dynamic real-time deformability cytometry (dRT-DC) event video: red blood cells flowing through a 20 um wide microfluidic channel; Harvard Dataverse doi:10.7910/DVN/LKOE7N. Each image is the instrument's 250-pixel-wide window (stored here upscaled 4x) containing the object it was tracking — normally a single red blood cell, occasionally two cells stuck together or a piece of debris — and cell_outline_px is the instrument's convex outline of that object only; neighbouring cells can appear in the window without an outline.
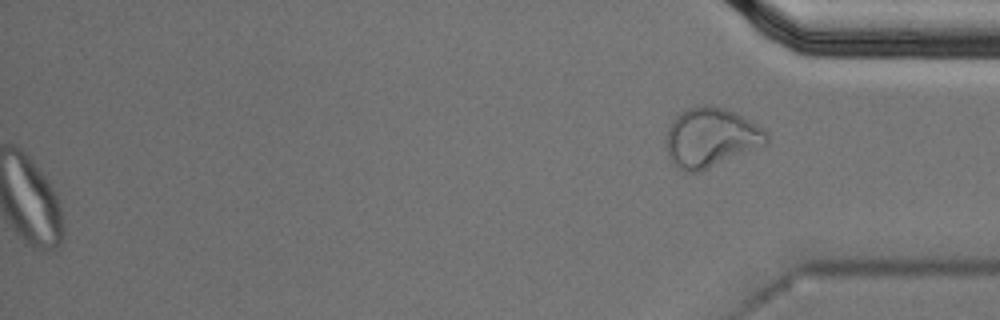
{"species": "Egyptian fruit bat (a non-hibernating species)", "species_latin": "Rousettus aegyptiacus", "temperature_condition": "cold", "stored_images_in_passage": 55, "segment_of_instrument_passage": [2, 2], "camera_frame_rate_fps": 3000, "um_per_image_px": 0.085, "animal": {"sex": "male"}, "frame": {"image": 1, "passage_image": 55, "time_ms": 18.0, "image_size_px": [1000, 320], "cell_outline_px": [[768, 144], [696, 172], [684, 172], [672, 164], [668, 156], [664, 140], [668, 128], [672, 120], [680, 112], [688, 108], [704, 104], [708, 104], [724, 108], [736, 112], [764, 128], [768, 132]], "centroid_in_image_um": [60.4, 11.67], "position_along_channel_um": 374.8, "area_um2": 34.97}}